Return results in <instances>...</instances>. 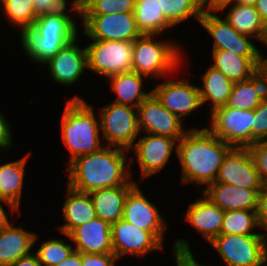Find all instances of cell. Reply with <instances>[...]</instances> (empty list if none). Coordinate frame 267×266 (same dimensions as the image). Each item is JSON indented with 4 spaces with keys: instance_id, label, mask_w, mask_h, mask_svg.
I'll return each instance as SVG.
<instances>
[{
    "instance_id": "1",
    "label": "cell",
    "mask_w": 267,
    "mask_h": 266,
    "mask_svg": "<svg viewBox=\"0 0 267 266\" xmlns=\"http://www.w3.org/2000/svg\"><path fill=\"white\" fill-rule=\"evenodd\" d=\"M127 152L119 147L103 146L94 153L76 157L67 165V185L76 191L90 193L102 188L140 184L131 180L132 170L129 169L135 160L126 159Z\"/></svg>"
},
{
    "instance_id": "2",
    "label": "cell",
    "mask_w": 267,
    "mask_h": 266,
    "mask_svg": "<svg viewBox=\"0 0 267 266\" xmlns=\"http://www.w3.org/2000/svg\"><path fill=\"white\" fill-rule=\"evenodd\" d=\"M232 148L206 127L189 129L178 141L176 151L181 166V182L201 186L214 183L225 156Z\"/></svg>"
},
{
    "instance_id": "3",
    "label": "cell",
    "mask_w": 267,
    "mask_h": 266,
    "mask_svg": "<svg viewBox=\"0 0 267 266\" xmlns=\"http://www.w3.org/2000/svg\"><path fill=\"white\" fill-rule=\"evenodd\" d=\"M93 106L84 99L74 96L64 108L61 120V139L71 155L67 165L76 157L100 150V121L95 116Z\"/></svg>"
},
{
    "instance_id": "4",
    "label": "cell",
    "mask_w": 267,
    "mask_h": 266,
    "mask_svg": "<svg viewBox=\"0 0 267 266\" xmlns=\"http://www.w3.org/2000/svg\"><path fill=\"white\" fill-rule=\"evenodd\" d=\"M78 32L65 18L53 15L40 16L30 29L20 33L21 47L28 58L42 65L76 38Z\"/></svg>"
},
{
    "instance_id": "5",
    "label": "cell",
    "mask_w": 267,
    "mask_h": 266,
    "mask_svg": "<svg viewBox=\"0 0 267 266\" xmlns=\"http://www.w3.org/2000/svg\"><path fill=\"white\" fill-rule=\"evenodd\" d=\"M156 37L159 35H141L133 41L131 71L151 80L153 76L158 79L178 70L183 56L182 49L174 41H158Z\"/></svg>"
},
{
    "instance_id": "6",
    "label": "cell",
    "mask_w": 267,
    "mask_h": 266,
    "mask_svg": "<svg viewBox=\"0 0 267 266\" xmlns=\"http://www.w3.org/2000/svg\"><path fill=\"white\" fill-rule=\"evenodd\" d=\"M99 110L100 129L106 146L130 151L140 134L137 108L112 102Z\"/></svg>"
},
{
    "instance_id": "7",
    "label": "cell",
    "mask_w": 267,
    "mask_h": 266,
    "mask_svg": "<svg viewBox=\"0 0 267 266\" xmlns=\"http://www.w3.org/2000/svg\"><path fill=\"white\" fill-rule=\"evenodd\" d=\"M209 244L225 266H262L267 259V235L220 234Z\"/></svg>"
},
{
    "instance_id": "8",
    "label": "cell",
    "mask_w": 267,
    "mask_h": 266,
    "mask_svg": "<svg viewBox=\"0 0 267 266\" xmlns=\"http://www.w3.org/2000/svg\"><path fill=\"white\" fill-rule=\"evenodd\" d=\"M86 48L88 70L104 77L132 70L133 42L92 40Z\"/></svg>"
},
{
    "instance_id": "9",
    "label": "cell",
    "mask_w": 267,
    "mask_h": 266,
    "mask_svg": "<svg viewBox=\"0 0 267 266\" xmlns=\"http://www.w3.org/2000/svg\"><path fill=\"white\" fill-rule=\"evenodd\" d=\"M211 127L216 137L232 147L248 148L252 144L254 110L222 106L210 113Z\"/></svg>"
},
{
    "instance_id": "10",
    "label": "cell",
    "mask_w": 267,
    "mask_h": 266,
    "mask_svg": "<svg viewBox=\"0 0 267 266\" xmlns=\"http://www.w3.org/2000/svg\"><path fill=\"white\" fill-rule=\"evenodd\" d=\"M83 35L91 40L133 42L141 36L134 12L82 15Z\"/></svg>"
},
{
    "instance_id": "11",
    "label": "cell",
    "mask_w": 267,
    "mask_h": 266,
    "mask_svg": "<svg viewBox=\"0 0 267 266\" xmlns=\"http://www.w3.org/2000/svg\"><path fill=\"white\" fill-rule=\"evenodd\" d=\"M214 11L204 10L199 23L214 40V50H230L243 57H261V51L250 41V36L239 33L225 18H220Z\"/></svg>"
},
{
    "instance_id": "12",
    "label": "cell",
    "mask_w": 267,
    "mask_h": 266,
    "mask_svg": "<svg viewBox=\"0 0 267 266\" xmlns=\"http://www.w3.org/2000/svg\"><path fill=\"white\" fill-rule=\"evenodd\" d=\"M137 110L140 134L167 136L179 141L188 131L184 129L183 120L169 112L153 94L143 100Z\"/></svg>"
},
{
    "instance_id": "13",
    "label": "cell",
    "mask_w": 267,
    "mask_h": 266,
    "mask_svg": "<svg viewBox=\"0 0 267 266\" xmlns=\"http://www.w3.org/2000/svg\"><path fill=\"white\" fill-rule=\"evenodd\" d=\"M130 149L133 150L137 159L140 174L143 180L159 173L168 163L172 151H177L178 141L174 138L145 134Z\"/></svg>"
},
{
    "instance_id": "14",
    "label": "cell",
    "mask_w": 267,
    "mask_h": 266,
    "mask_svg": "<svg viewBox=\"0 0 267 266\" xmlns=\"http://www.w3.org/2000/svg\"><path fill=\"white\" fill-rule=\"evenodd\" d=\"M151 90L169 112L183 121L187 115L203 106L199 87L186 79L162 81Z\"/></svg>"
},
{
    "instance_id": "15",
    "label": "cell",
    "mask_w": 267,
    "mask_h": 266,
    "mask_svg": "<svg viewBox=\"0 0 267 266\" xmlns=\"http://www.w3.org/2000/svg\"><path fill=\"white\" fill-rule=\"evenodd\" d=\"M113 254L120 259L125 255L144 257L148 252L163 249V244L149 231L139 229L123 219L111 224Z\"/></svg>"
},
{
    "instance_id": "16",
    "label": "cell",
    "mask_w": 267,
    "mask_h": 266,
    "mask_svg": "<svg viewBox=\"0 0 267 266\" xmlns=\"http://www.w3.org/2000/svg\"><path fill=\"white\" fill-rule=\"evenodd\" d=\"M122 219L139 229L151 232L162 244L166 225L157 206L151 203L137 184L125 200Z\"/></svg>"
},
{
    "instance_id": "17",
    "label": "cell",
    "mask_w": 267,
    "mask_h": 266,
    "mask_svg": "<svg viewBox=\"0 0 267 266\" xmlns=\"http://www.w3.org/2000/svg\"><path fill=\"white\" fill-rule=\"evenodd\" d=\"M215 182L246 189H263L254 160L248 148L233 147L225 156Z\"/></svg>"
},
{
    "instance_id": "18",
    "label": "cell",
    "mask_w": 267,
    "mask_h": 266,
    "mask_svg": "<svg viewBox=\"0 0 267 266\" xmlns=\"http://www.w3.org/2000/svg\"><path fill=\"white\" fill-rule=\"evenodd\" d=\"M78 36L62 47L44 64L49 67L54 82L70 86L78 82L88 69L86 48L79 47Z\"/></svg>"
},
{
    "instance_id": "19",
    "label": "cell",
    "mask_w": 267,
    "mask_h": 266,
    "mask_svg": "<svg viewBox=\"0 0 267 266\" xmlns=\"http://www.w3.org/2000/svg\"><path fill=\"white\" fill-rule=\"evenodd\" d=\"M262 189H246L222 182H214L201 190L202 194L223 211H257L258 197Z\"/></svg>"
},
{
    "instance_id": "20",
    "label": "cell",
    "mask_w": 267,
    "mask_h": 266,
    "mask_svg": "<svg viewBox=\"0 0 267 266\" xmlns=\"http://www.w3.org/2000/svg\"><path fill=\"white\" fill-rule=\"evenodd\" d=\"M74 243V249L81 253H113L111 224L95 218L73 229L65 235Z\"/></svg>"
},
{
    "instance_id": "21",
    "label": "cell",
    "mask_w": 267,
    "mask_h": 266,
    "mask_svg": "<svg viewBox=\"0 0 267 266\" xmlns=\"http://www.w3.org/2000/svg\"><path fill=\"white\" fill-rule=\"evenodd\" d=\"M185 220L209 243L221 234L225 211L204 195L187 208Z\"/></svg>"
},
{
    "instance_id": "22",
    "label": "cell",
    "mask_w": 267,
    "mask_h": 266,
    "mask_svg": "<svg viewBox=\"0 0 267 266\" xmlns=\"http://www.w3.org/2000/svg\"><path fill=\"white\" fill-rule=\"evenodd\" d=\"M38 234L15 227L12 223L0 230V266H11L19 258L31 254Z\"/></svg>"
},
{
    "instance_id": "23",
    "label": "cell",
    "mask_w": 267,
    "mask_h": 266,
    "mask_svg": "<svg viewBox=\"0 0 267 266\" xmlns=\"http://www.w3.org/2000/svg\"><path fill=\"white\" fill-rule=\"evenodd\" d=\"M212 58V66L233 83L250 79L261 67V57H243L230 50H214Z\"/></svg>"
},
{
    "instance_id": "24",
    "label": "cell",
    "mask_w": 267,
    "mask_h": 266,
    "mask_svg": "<svg viewBox=\"0 0 267 266\" xmlns=\"http://www.w3.org/2000/svg\"><path fill=\"white\" fill-rule=\"evenodd\" d=\"M67 198L63 204L62 215L65 224L59 226L63 235L96 218L95 209L89 193H83L67 185Z\"/></svg>"
},
{
    "instance_id": "25",
    "label": "cell",
    "mask_w": 267,
    "mask_h": 266,
    "mask_svg": "<svg viewBox=\"0 0 267 266\" xmlns=\"http://www.w3.org/2000/svg\"><path fill=\"white\" fill-rule=\"evenodd\" d=\"M135 186L136 185H124L91 191L89 195L93 202L96 217L109 224H113L122 219L127 194Z\"/></svg>"
},
{
    "instance_id": "26",
    "label": "cell",
    "mask_w": 267,
    "mask_h": 266,
    "mask_svg": "<svg viewBox=\"0 0 267 266\" xmlns=\"http://www.w3.org/2000/svg\"><path fill=\"white\" fill-rule=\"evenodd\" d=\"M267 95V80L259 70L250 79L235 82L225 106L241 110H254Z\"/></svg>"
},
{
    "instance_id": "27",
    "label": "cell",
    "mask_w": 267,
    "mask_h": 266,
    "mask_svg": "<svg viewBox=\"0 0 267 266\" xmlns=\"http://www.w3.org/2000/svg\"><path fill=\"white\" fill-rule=\"evenodd\" d=\"M145 77L133 71L109 76L111 90L117 95L113 102L138 108L140 103L152 94V90H144Z\"/></svg>"
},
{
    "instance_id": "28",
    "label": "cell",
    "mask_w": 267,
    "mask_h": 266,
    "mask_svg": "<svg viewBox=\"0 0 267 266\" xmlns=\"http://www.w3.org/2000/svg\"><path fill=\"white\" fill-rule=\"evenodd\" d=\"M239 33L260 40L267 45V27L262 22L255 6L241 5L232 2L228 13L224 17Z\"/></svg>"
},
{
    "instance_id": "29",
    "label": "cell",
    "mask_w": 267,
    "mask_h": 266,
    "mask_svg": "<svg viewBox=\"0 0 267 266\" xmlns=\"http://www.w3.org/2000/svg\"><path fill=\"white\" fill-rule=\"evenodd\" d=\"M30 152L23 158L0 165V199L13 203L18 209L22 197L25 167Z\"/></svg>"
},
{
    "instance_id": "30",
    "label": "cell",
    "mask_w": 267,
    "mask_h": 266,
    "mask_svg": "<svg viewBox=\"0 0 267 266\" xmlns=\"http://www.w3.org/2000/svg\"><path fill=\"white\" fill-rule=\"evenodd\" d=\"M202 80L203 87H199L202 105L209 101L211 106L210 113L217 108L225 106L234 83L212 65L205 71Z\"/></svg>"
},
{
    "instance_id": "31",
    "label": "cell",
    "mask_w": 267,
    "mask_h": 266,
    "mask_svg": "<svg viewBox=\"0 0 267 266\" xmlns=\"http://www.w3.org/2000/svg\"><path fill=\"white\" fill-rule=\"evenodd\" d=\"M134 16L141 35H162L164 30L172 29L160 9L159 0H136Z\"/></svg>"
},
{
    "instance_id": "32",
    "label": "cell",
    "mask_w": 267,
    "mask_h": 266,
    "mask_svg": "<svg viewBox=\"0 0 267 266\" xmlns=\"http://www.w3.org/2000/svg\"><path fill=\"white\" fill-rule=\"evenodd\" d=\"M165 19L173 27L195 17L199 23L205 10L203 0H159Z\"/></svg>"
},
{
    "instance_id": "33",
    "label": "cell",
    "mask_w": 267,
    "mask_h": 266,
    "mask_svg": "<svg viewBox=\"0 0 267 266\" xmlns=\"http://www.w3.org/2000/svg\"><path fill=\"white\" fill-rule=\"evenodd\" d=\"M254 229H260L257 222L256 211L232 210L225 211L221 227V234L232 235H266L254 233Z\"/></svg>"
},
{
    "instance_id": "34",
    "label": "cell",
    "mask_w": 267,
    "mask_h": 266,
    "mask_svg": "<svg viewBox=\"0 0 267 266\" xmlns=\"http://www.w3.org/2000/svg\"><path fill=\"white\" fill-rule=\"evenodd\" d=\"M0 5L4 10L3 14L10 22L21 28V33L30 29L37 19L32 0H0Z\"/></svg>"
},
{
    "instance_id": "35",
    "label": "cell",
    "mask_w": 267,
    "mask_h": 266,
    "mask_svg": "<svg viewBox=\"0 0 267 266\" xmlns=\"http://www.w3.org/2000/svg\"><path fill=\"white\" fill-rule=\"evenodd\" d=\"M74 250V246L68 244L67 241L54 238L42 242L36 250V254L42 266H55L66 259Z\"/></svg>"
},
{
    "instance_id": "36",
    "label": "cell",
    "mask_w": 267,
    "mask_h": 266,
    "mask_svg": "<svg viewBox=\"0 0 267 266\" xmlns=\"http://www.w3.org/2000/svg\"><path fill=\"white\" fill-rule=\"evenodd\" d=\"M135 3L136 0H91L82 9V15L134 12Z\"/></svg>"
},
{
    "instance_id": "37",
    "label": "cell",
    "mask_w": 267,
    "mask_h": 266,
    "mask_svg": "<svg viewBox=\"0 0 267 266\" xmlns=\"http://www.w3.org/2000/svg\"><path fill=\"white\" fill-rule=\"evenodd\" d=\"M32 2L37 18L45 15L59 16L67 19L78 30L76 21L67 12L68 0H32Z\"/></svg>"
},
{
    "instance_id": "38",
    "label": "cell",
    "mask_w": 267,
    "mask_h": 266,
    "mask_svg": "<svg viewBox=\"0 0 267 266\" xmlns=\"http://www.w3.org/2000/svg\"><path fill=\"white\" fill-rule=\"evenodd\" d=\"M260 141H267V95L254 109L252 144Z\"/></svg>"
},
{
    "instance_id": "39",
    "label": "cell",
    "mask_w": 267,
    "mask_h": 266,
    "mask_svg": "<svg viewBox=\"0 0 267 266\" xmlns=\"http://www.w3.org/2000/svg\"><path fill=\"white\" fill-rule=\"evenodd\" d=\"M263 187H267V141H260L248 147Z\"/></svg>"
},
{
    "instance_id": "40",
    "label": "cell",
    "mask_w": 267,
    "mask_h": 266,
    "mask_svg": "<svg viewBox=\"0 0 267 266\" xmlns=\"http://www.w3.org/2000/svg\"><path fill=\"white\" fill-rule=\"evenodd\" d=\"M174 242L173 252L176 266H208L206 264H200L197 260H195L189 246V241L181 238L175 240Z\"/></svg>"
},
{
    "instance_id": "41",
    "label": "cell",
    "mask_w": 267,
    "mask_h": 266,
    "mask_svg": "<svg viewBox=\"0 0 267 266\" xmlns=\"http://www.w3.org/2000/svg\"><path fill=\"white\" fill-rule=\"evenodd\" d=\"M117 260L113 253H82V266H115Z\"/></svg>"
},
{
    "instance_id": "42",
    "label": "cell",
    "mask_w": 267,
    "mask_h": 266,
    "mask_svg": "<svg viewBox=\"0 0 267 266\" xmlns=\"http://www.w3.org/2000/svg\"><path fill=\"white\" fill-rule=\"evenodd\" d=\"M256 215L259 228L267 235V187L259 193Z\"/></svg>"
},
{
    "instance_id": "43",
    "label": "cell",
    "mask_w": 267,
    "mask_h": 266,
    "mask_svg": "<svg viewBox=\"0 0 267 266\" xmlns=\"http://www.w3.org/2000/svg\"><path fill=\"white\" fill-rule=\"evenodd\" d=\"M12 126L9 121L6 120L5 116L0 112V151L1 149H9L12 146Z\"/></svg>"
},
{
    "instance_id": "44",
    "label": "cell",
    "mask_w": 267,
    "mask_h": 266,
    "mask_svg": "<svg viewBox=\"0 0 267 266\" xmlns=\"http://www.w3.org/2000/svg\"><path fill=\"white\" fill-rule=\"evenodd\" d=\"M234 0H203L205 10L214 11L216 14L224 11Z\"/></svg>"
},
{
    "instance_id": "45",
    "label": "cell",
    "mask_w": 267,
    "mask_h": 266,
    "mask_svg": "<svg viewBox=\"0 0 267 266\" xmlns=\"http://www.w3.org/2000/svg\"><path fill=\"white\" fill-rule=\"evenodd\" d=\"M2 203H6L8 205L9 209L11 211H18V209L13 203L10 201H7L5 199H0V230L6 228L8 225H10V221L8 220V216L6 211L4 210V205L2 206Z\"/></svg>"
},
{
    "instance_id": "46",
    "label": "cell",
    "mask_w": 267,
    "mask_h": 266,
    "mask_svg": "<svg viewBox=\"0 0 267 266\" xmlns=\"http://www.w3.org/2000/svg\"><path fill=\"white\" fill-rule=\"evenodd\" d=\"M55 266H82V253L74 250L66 259Z\"/></svg>"
},
{
    "instance_id": "47",
    "label": "cell",
    "mask_w": 267,
    "mask_h": 266,
    "mask_svg": "<svg viewBox=\"0 0 267 266\" xmlns=\"http://www.w3.org/2000/svg\"><path fill=\"white\" fill-rule=\"evenodd\" d=\"M11 266H42L37 254L31 253L27 256L19 258Z\"/></svg>"
},
{
    "instance_id": "48",
    "label": "cell",
    "mask_w": 267,
    "mask_h": 266,
    "mask_svg": "<svg viewBox=\"0 0 267 266\" xmlns=\"http://www.w3.org/2000/svg\"><path fill=\"white\" fill-rule=\"evenodd\" d=\"M254 6L260 14L262 22L267 27V0H257Z\"/></svg>"
},
{
    "instance_id": "49",
    "label": "cell",
    "mask_w": 267,
    "mask_h": 266,
    "mask_svg": "<svg viewBox=\"0 0 267 266\" xmlns=\"http://www.w3.org/2000/svg\"><path fill=\"white\" fill-rule=\"evenodd\" d=\"M91 0H73L71 3V10L75 13H78V16L82 17V9L90 2Z\"/></svg>"
},
{
    "instance_id": "50",
    "label": "cell",
    "mask_w": 267,
    "mask_h": 266,
    "mask_svg": "<svg viewBox=\"0 0 267 266\" xmlns=\"http://www.w3.org/2000/svg\"><path fill=\"white\" fill-rule=\"evenodd\" d=\"M260 70L264 73L265 78L267 80V57L264 58V55L261 54V67Z\"/></svg>"
},
{
    "instance_id": "51",
    "label": "cell",
    "mask_w": 267,
    "mask_h": 266,
    "mask_svg": "<svg viewBox=\"0 0 267 266\" xmlns=\"http://www.w3.org/2000/svg\"><path fill=\"white\" fill-rule=\"evenodd\" d=\"M257 0H234L233 3L254 6Z\"/></svg>"
},
{
    "instance_id": "52",
    "label": "cell",
    "mask_w": 267,
    "mask_h": 266,
    "mask_svg": "<svg viewBox=\"0 0 267 266\" xmlns=\"http://www.w3.org/2000/svg\"><path fill=\"white\" fill-rule=\"evenodd\" d=\"M262 266H267V259L264 261V263L262 264Z\"/></svg>"
}]
</instances>
